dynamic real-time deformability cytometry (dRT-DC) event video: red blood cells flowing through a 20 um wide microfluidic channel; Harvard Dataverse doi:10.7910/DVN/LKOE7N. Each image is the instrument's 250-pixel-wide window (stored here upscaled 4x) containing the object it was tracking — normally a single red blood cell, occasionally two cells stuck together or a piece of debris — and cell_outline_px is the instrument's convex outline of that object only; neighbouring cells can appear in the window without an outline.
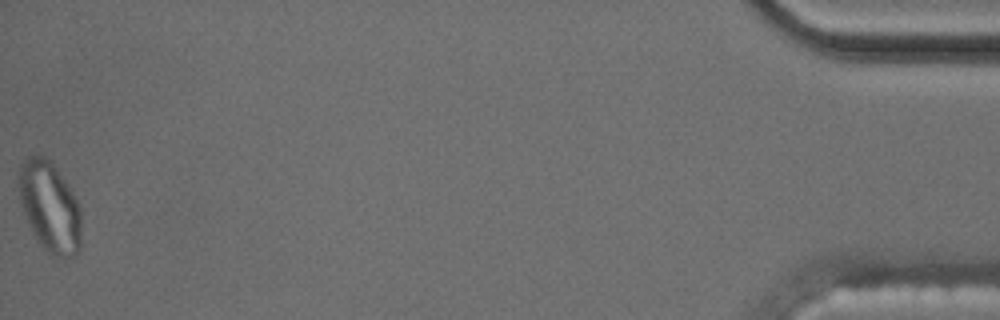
{"species": "common noctule bat (a hibernating species)", "species_latin": "Nyctalus noctula", "temperature_condition": "cold", "stored_images_in_passage": 58, "camera_frame_rate_fps": 3000, "um_per_image_px": 0.085, "animal": {"sex": "male", "body_mass_g": 17.5, "forearm_length_mm": 52.3}, "frame": {"image": 1, "passage_image": 58, "time_ms": 19.0, "image_size_px": [1000, 320], "cell_outline_px": [[80, 248], [76, 256], [64, 260], [52, 256], [40, 244], [32, 232], [28, 224], [20, 204], [20, 164], [28, 156], [36, 152], [44, 156], [52, 164], [68, 184], [80, 208]], "centroid_in_image_um": [4.23, 17.62], "position_along_channel_um": 431.0, "area_um2": 33.0}, "authors_computed_cell_mechanics": {"area_um2": 17.0799, "velocity_mm_per_s": 3.5221, "shape_relaxation_time_tau1_ms": null, "shape_relaxation_time_tau2_ms": 2.8443, "deformation_change_tau1": null, "deformation_change_tau2": 0.0843}}